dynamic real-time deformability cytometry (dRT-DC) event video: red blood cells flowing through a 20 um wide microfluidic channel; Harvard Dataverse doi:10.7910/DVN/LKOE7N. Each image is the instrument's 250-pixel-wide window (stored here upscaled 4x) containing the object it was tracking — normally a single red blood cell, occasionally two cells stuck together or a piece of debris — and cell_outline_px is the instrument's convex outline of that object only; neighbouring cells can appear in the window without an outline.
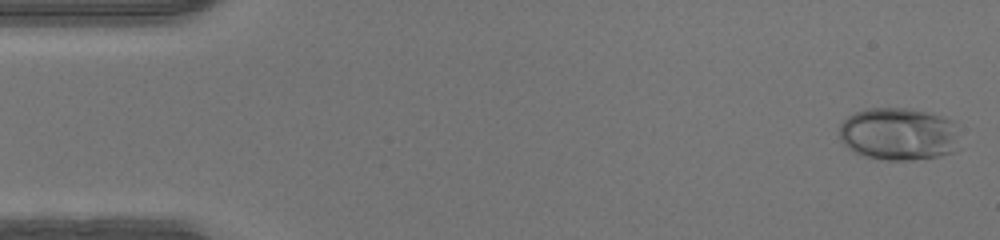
{"species": "human", "species_latin": "Homo sapiens", "temperature_condition": "warm", "stored_images_in_passage": 47, "camera_frame_rate_fps": 3000, "um_per_image_px": 0.085, "donor": {"sex": "male"}, "frame": {"image": 1, "passage_image": 1, "time_ms": 0.0, "image_size_px": [1000, 240], "cell_outline_px": [[960, 148], [952, 152], [936, 156], [908, 160], [888, 160], [864, 156], [848, 148], [840, 140], [840, 124], [848, 116], [864, 108], [908, 108], [940, 116], [952, 120]], "centroid_in_image_um": [76.36, 11.39], "position_along_channel_um": 8.6, "area_um2": 36.76}}
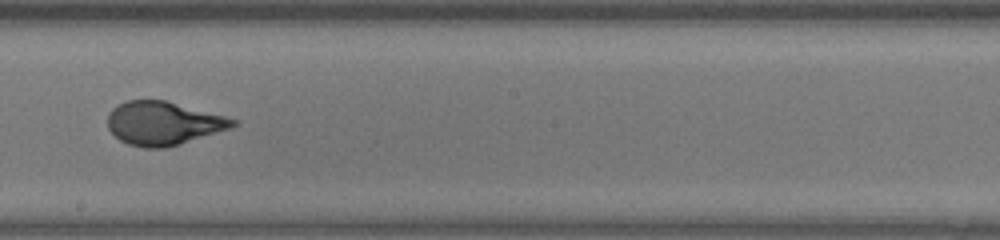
{"frame": {"image": 2, "passage_image": 26, "time_ms": 8.333, "image_size_px": [1000, 240], "cell_outline_px": [[240, 120], [232, 128], [180, 144], [164, 148], [144, 148], [128, 144], [120, 140], [108, 128], [108, 112], [112, 108], [128, 100], [164, 100]], "centroid_in_image_um": [13.89, 10.48], "position_along_channel_um": 234.3, "area_um2": 31.62}}
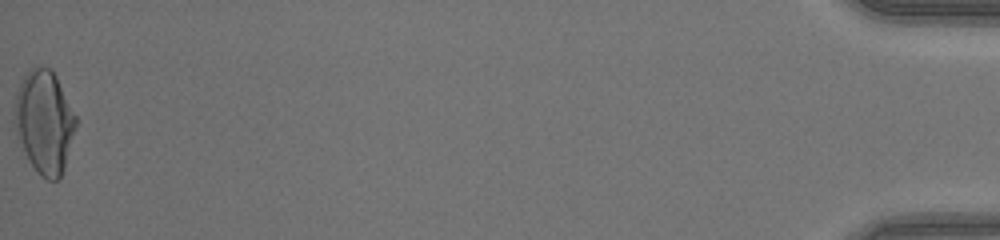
{"frame": {"image": 3, "passage_image": 47, "time_ms": 15.333, "image_size_px": [1000, 240], "cell_outline_px": [[76, 124], [64, 168], [60, 176], [56, 180], [48, 180], [40, 176], [28, 160], [24, 152], [12, 120], [16, 92], [24, 76], [32, 68], [48, 68], [56, 76], [76, 116]], "centroid_in_image_um": [3.74, 10.38], "position_along_channel_um": 431.5, "area_um2": 36.36}}